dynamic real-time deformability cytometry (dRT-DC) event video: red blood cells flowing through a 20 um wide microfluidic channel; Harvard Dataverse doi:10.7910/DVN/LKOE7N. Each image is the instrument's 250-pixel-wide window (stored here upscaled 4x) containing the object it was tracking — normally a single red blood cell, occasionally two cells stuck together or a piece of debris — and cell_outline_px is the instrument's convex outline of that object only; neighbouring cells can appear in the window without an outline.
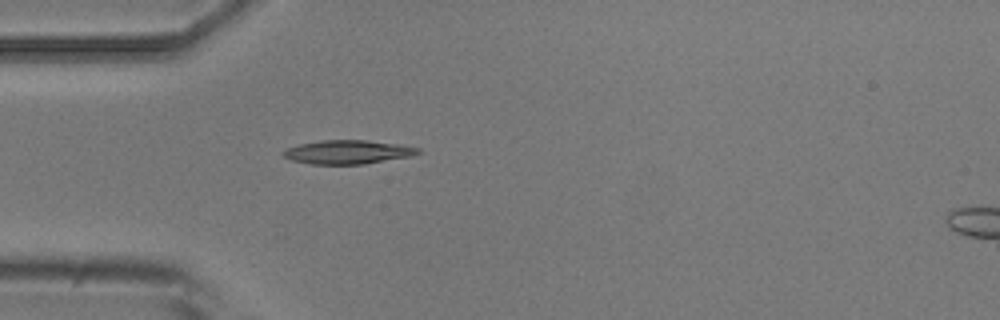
{"species": "common noctule bat (a hibernating species)", "species_latin": "Nyctalus noctula", "temperature_condition": "room temperature", "stored_images_in_passage": 4, "camera_frame_rate_fps": 3000, "um_per_image_px": 0.085, "animal": {"sex": "male", "body_mass_g": 20.5, "forearm_length_mm": 52.5}, "frame": {"image": 1, "passage_image": 4, "time_ms": 4.333, "image_size_px": [1000, 320], "cell_outline_px": [[420, 152], [412, 156], [364, 164], [312, 164], [292, 160], [284, 156], [280, 152], [288, 148], [300, 144], [320, 140], [368, 140], [400, 144], [420, 148]], "centroid_in_image_um": [29.58, 12.92], "position_along_channel_um": 55.4, "area_um2": 18.67}}